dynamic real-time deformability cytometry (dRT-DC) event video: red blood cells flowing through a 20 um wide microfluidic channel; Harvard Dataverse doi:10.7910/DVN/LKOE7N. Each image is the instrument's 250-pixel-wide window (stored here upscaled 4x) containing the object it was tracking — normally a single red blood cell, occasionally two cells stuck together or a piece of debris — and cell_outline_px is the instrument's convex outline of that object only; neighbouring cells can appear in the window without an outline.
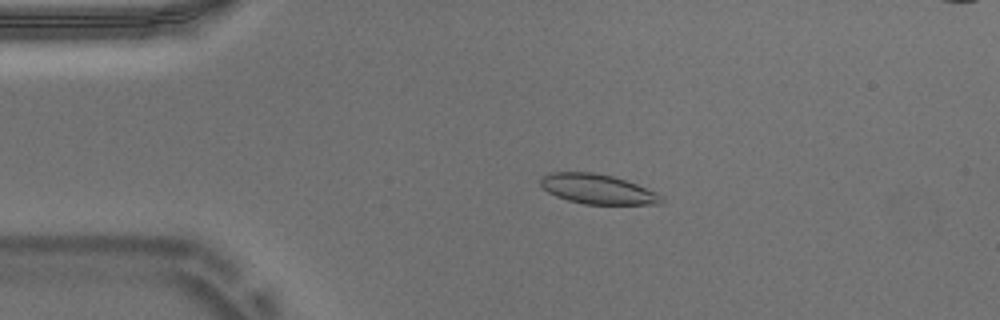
{"species": "Egyptian fruit bat (a non-hibernating species)", "species_latin": "Rousettus aegyptiacus", "temperature_condition": "warm", "stored_images_in_passage": 54, "segment_of_instrument_passage": [1, 2], "camera_frame_rate_fps": 3000, "um_per_image_px": 0.085, "animal": {"sex": "male"}, "frame": {"image": 1, "passage_image": 10, "time_ms": 3.0, "image_size_px": [1000, 320], "cell_outline_px": [[664, 200], [660, 204], [584, 204], [568, 200], [556, 196], [548, 192], [540, 184], [540, 180], [544, 176], [552, 172], [592, 172], [612, 176], [636, 184], [656, 192]], "centroid_in_image_um": [50.78, 16.08], "position_along_channel_um": 34.2, "area_um2": 20.69}}
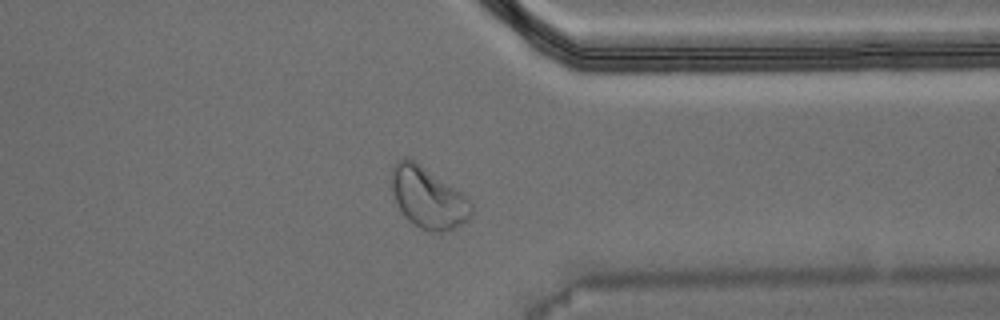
{"frame": {"image": 2, "passage_image": 41, "time_ms": 13.333, "image_size_px": [1000, 320], "cell_outline_px": [[472, 212], [468, 220], [452, 228], [440, 232], [428, 232], [420, 228], [408, 220], [404, 216], [392, 192], [388, 180], [392, 168], [396, 160], [404, 156], [412, 160], [468, 196], [472, 204]], "centroid_in_image_um": [36.35, 16.8], "position_along_channel_um": 375.1, "area_um2": 28.44}}
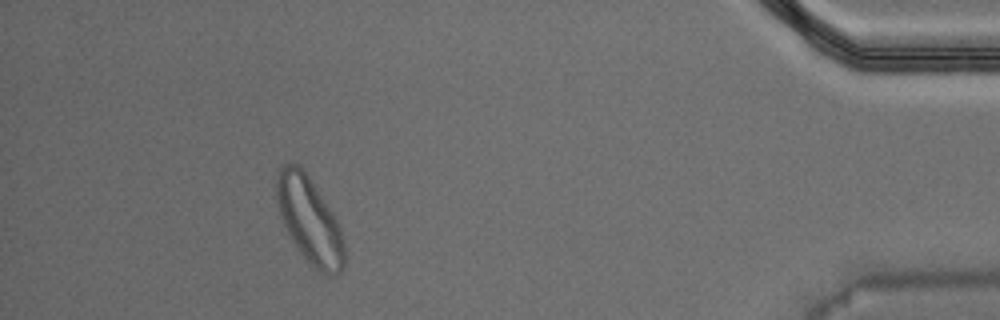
{"frame": {"image": 3, "passage_image": 48, "time_ms": 15.667, "image_size_px": [1000, 320], "cell_outline_px": [[344, 264], [340, 272], [336, 276], [320, 272], [312, 268], [300, 252], [292, 240], [280, 216], [276, 204], [276, 172], [284, 164], [300, 164], [332, 212], [340, 228], [344, 244]], "centroid_in_image_um": [26.28, 18.72], "position_along_channel_um": 408.9, "area_um2": 33.87}}